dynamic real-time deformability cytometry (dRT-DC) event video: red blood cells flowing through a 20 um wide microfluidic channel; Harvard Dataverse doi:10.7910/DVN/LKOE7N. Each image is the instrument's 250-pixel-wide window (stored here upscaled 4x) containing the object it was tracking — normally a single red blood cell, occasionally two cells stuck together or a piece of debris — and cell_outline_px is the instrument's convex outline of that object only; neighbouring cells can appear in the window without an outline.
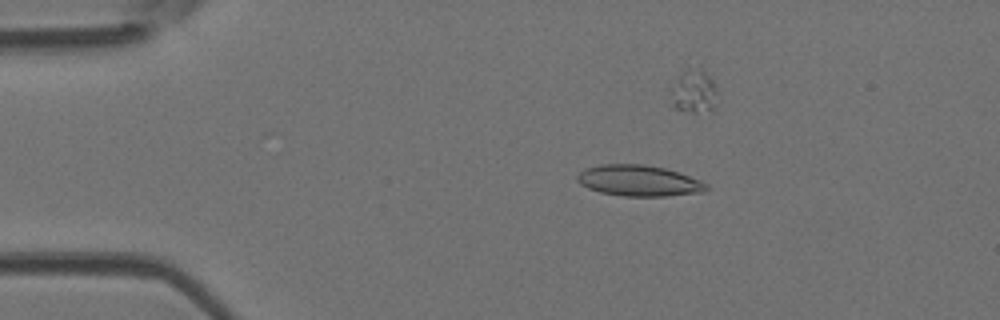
{"species": "Egyptian fruit bat (a non-hibernating species)", "species_latin": "Rousettus aegyptiacus", "temperature_condition": "room temperature", "stored_images_in_passage": 43, "camera_frame_rate_fps": 3000, "um_per_image_px": 0.085, "animal": {"sex": "female"}, "frame": {"image": 1, "passage_image": 8, "time_ms": 2.333, "image_size_px": [1000, 320], "cell_outline_px": [[708, 188], [704, 192], [664, 196], [624, 196], [600, 192], [588, 188], [580, 184], [576, 180], [576, 176], [584, 168], [600, 164], [644, 164], [664, 168], [680, 172], [700, 180], [708, 184]], "centroid_in_image_um": [54.29, 15.35], "position_along_channel_um": 30.7, "area_um2": 23.47}}
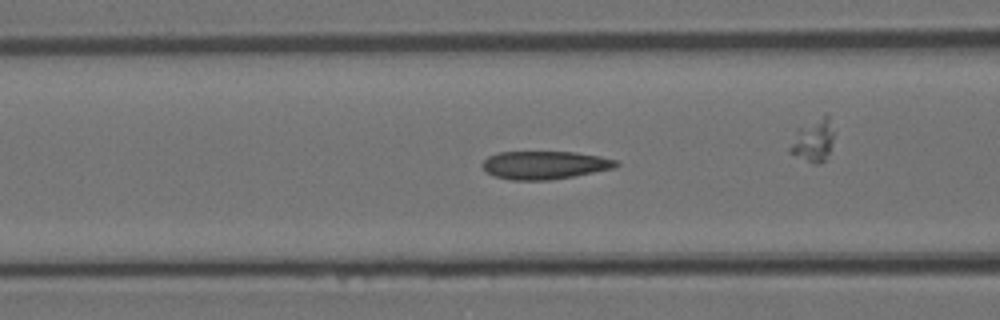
{"frame": {"image": 2, "passage_image": 18, "time_ms": 5.667, "image_size_px": [1000, 320], "cell_outline_px": [[620, 164], [616, 168], [572, 176], [548, 180], [512, 180], [496, 176], [488, 172], [480, 164], [488, 156], [496, 152], [576, 152], [600, 156], [620, 160]], "centroid_in_image_um": [46.34, 14.02], "position_along_channel_um": 120.3, "area_um2": 21.96}}
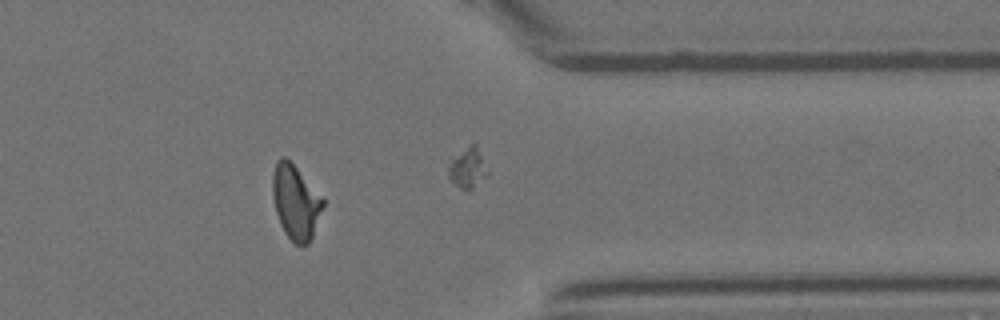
{"frame": {"image": 3, "passage_image": 38, "time_ms": 12.333, "image_size_px": [1000, 320], "cell_outline_px": [[324, 204], [312, 236], [308, 244], [296, 244], [284, 232], [280, 224], [276, 212], [272, 196], [272, 176], [276, 160], [280, 156], [284, 156], [296, 168], [324, 200]], "centroid_in_image_um": [25.09, 17.17], "position_along_channel_um": 386.3, "area_um2": 21.39}, "authors_computed_cell_mechanics": {"area_um2": 22.1952, "velocity_mm_per_s": 4.2463, "shape_relaxation_time_tau1_ms": 9.4457, "shape_relaxation_time_tau2_ms": 1.5085, "deformation_change_tau1": 0.2502, "deformation_change_tau2": 0.0747}}